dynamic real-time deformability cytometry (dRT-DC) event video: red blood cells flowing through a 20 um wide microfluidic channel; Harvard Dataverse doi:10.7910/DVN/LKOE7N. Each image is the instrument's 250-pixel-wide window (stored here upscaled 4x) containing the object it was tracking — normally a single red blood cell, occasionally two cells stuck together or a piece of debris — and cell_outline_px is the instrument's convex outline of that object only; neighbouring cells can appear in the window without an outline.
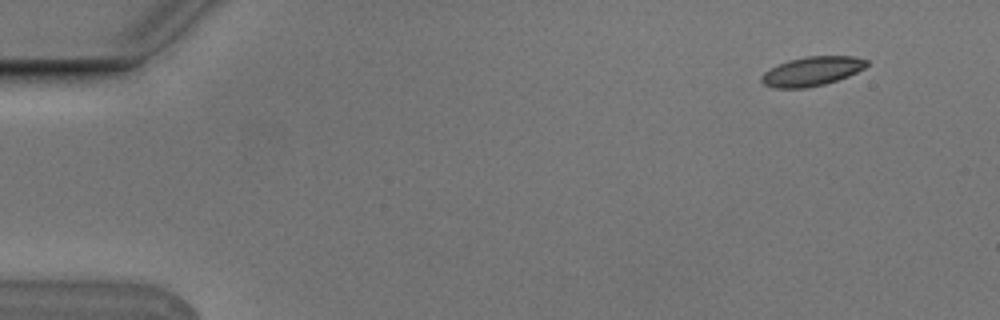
{"species": "Egyptian fruit bat (a non-hibernating species)", "species_latin": "Rousettus aegyptiacus", "temperature_condition": "cold", "stored_images_in_passage": 4, "camera_frame_rate_fps": 3000, "um_per_image_px": 0.085, "animal": {"sex": "male"}, "frame": {"image": 1, "passage_image": 1, "time_ms": 0.0, "image_size_px": [1000, 320], "cell_outline_px": [[868, 64], [864, 68], [848, 76], [824, 84], [804, 88], [772, 88], [764, 84], [760, 80], [760, 76], [764, 72], [788, 60], [808, 56], [852, 56], [868, 60]], "centroid_in_image_um": [69.0, 6.06], "position_along_channel_um": 16.0, "area_um2": 17.74}}
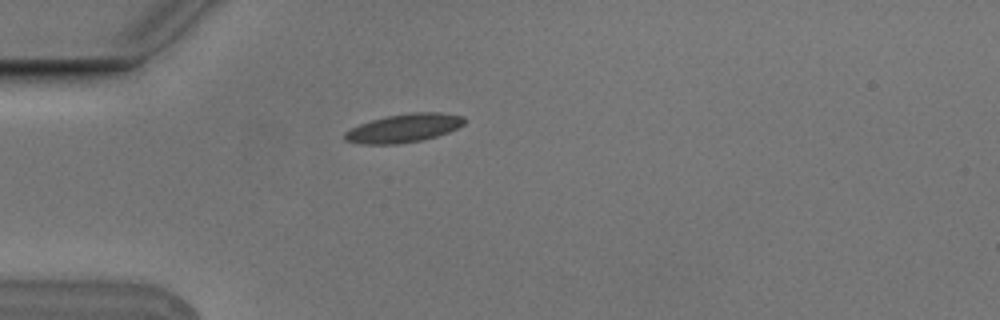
{"frame": {"image": 2, "passage_image": 4, "time_ms": 1.0, "image_size_px": [1000, 320], "cell_outline_px": [[464, 124], [448, 132], [436, 136], [420, 140], [396, 144], [364, 144], [344, 140], [344, 132], [360, 124], [372, 120], [388, 116], [412, 112], [440, 112], [464, 116]], "centroid_in_image_um": [34.33, 10.88], "position_along_channel_um": 50.7, "area_um2": 19.59}}